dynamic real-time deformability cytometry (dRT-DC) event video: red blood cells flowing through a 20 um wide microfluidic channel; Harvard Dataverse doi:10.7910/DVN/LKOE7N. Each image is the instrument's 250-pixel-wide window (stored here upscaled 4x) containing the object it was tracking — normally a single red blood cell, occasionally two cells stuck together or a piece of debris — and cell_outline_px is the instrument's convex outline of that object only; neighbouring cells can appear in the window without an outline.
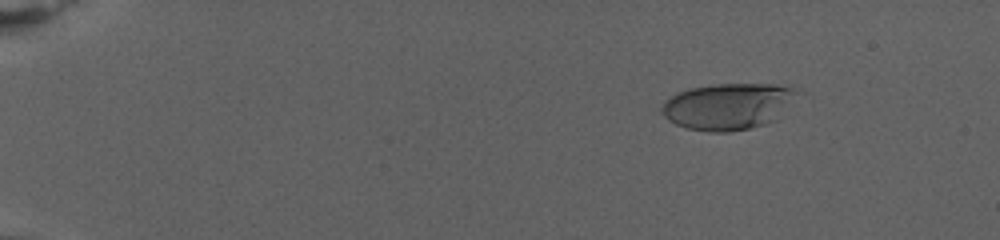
{"species": "human", "species_latin": "Homo sapiens", "temperature_condition": "warm", "stored_images_in_passage": 80, "camera_frame_rate_fps": 3000, "um_per_image_px": 0.085, "donor": {"sex": "female"}, "frame": {"image": 1, "passage_image": 12, "time_ms": 3.667, "image_size_px": [1000, 240], "cell_outline_px": [[796, 92], [776, 120], [768, 124], [728, 132], [708, 132], [684, 128], [668, 120], [660, 112], [660, 108], [664, 100], [680, 92], [692, 88], [716, 84], [776, 84], [792, 88]], "centroid_in_image_um": [61.8, 9.06], "position_along_channel_um": 23.2, "area_um2": 36.24}}
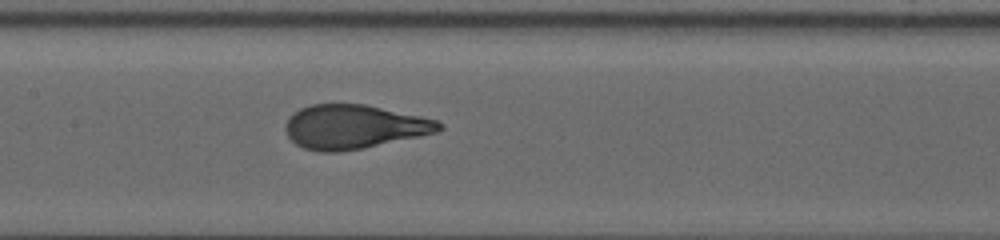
{"frame": {"image": 2, "passage_image": 43, "time_ms": 14.0, "image_size_px": [1000, 240], "cell_outline_px": [[444, 128], [436, 132], [420, 136], [364, 148], [336, 152], [320, 152], [304, 148], [296, 144], [288, 136], [284, 128], [284, 124], [300, 108], [312, 104], [364, 104], [420, 116], [436, 120], [444, 124]], "centroid_in_image_um": [30.09, 10.78], "position_along_channel_um": 177.3, "area_um2": 39.19}}
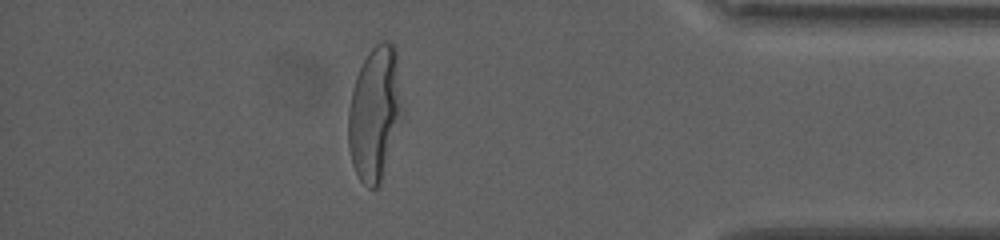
{"frame": {"image": 3, "passage_image": 71, "time_ms": 23.333, "image_size_px": [1000, 240], "cell_outline_px": [[404, 116], [380, 184], [376, 188], [368, 188], [360, 180], [352, 164], [348, 148], [348, 108], [352, 88], [356, 76], [368, 52], [380, 40], [392, 40], [396, 44], [404, 112]], "centroid_in_image_um": [31.89, 9.6], "position_along_channel_um": 403.3, "area_um2": 43.41}, "authors_computed_cell_mechanics": {"area_um2": 38.8127, "velocity_mm_per_s": 2.7259, "shape_relaxation_time_tau1_ms": 6.6766, "shape_relaxation_time_tau2_ms": null, "deformation_change_tau1": 0.273, "deformation_change_tau2": null}}